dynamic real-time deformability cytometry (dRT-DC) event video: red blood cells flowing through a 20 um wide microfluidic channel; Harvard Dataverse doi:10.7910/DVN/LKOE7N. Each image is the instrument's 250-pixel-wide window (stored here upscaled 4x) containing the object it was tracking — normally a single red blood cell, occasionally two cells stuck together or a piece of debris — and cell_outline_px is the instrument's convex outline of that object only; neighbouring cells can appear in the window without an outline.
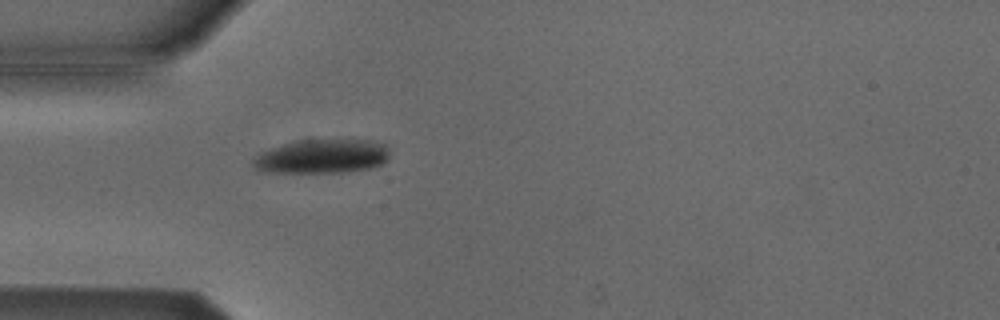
{"species": "Egyptian fruit bat (a non-hibernating species)", "species_latin": "Rousettus aegyptiacus", "temperature_condition": "cold", "stored_images_in_passage": 5, "camera_frame_rate_fps": 3000, "um_per_image_px": 0.085, "animal": {"sex": "male"}, "frame": {"image": 1, "passage_image": 5, "time_ms": 1.333, "image_size_px": [1000, 320], "cell_outline_px": [[388, 160], [372, 168], [344, 172], [268, 172], [256, 168], [252, 164], [252, 160], [260, 152], [268, 148], [300, 140], [368, 140], [384, 144], [388, 148]], "centroid_in_image_um": [27.37, 13.29], "position_along_channel_um": 57.6, "area_um2": 26.93}}